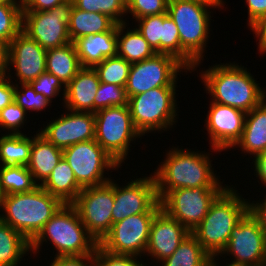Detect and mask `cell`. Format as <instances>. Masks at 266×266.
I'll list each match as a JSON object with an SVG mask.
<instances>
[{"mask_svg": "<svg viewBox=\"0 0 266 266\" xmlns=\"http://www.w3.org/2000/svg\"><path fill=\"white\" fill-rule=\"evenodd\" d=\"M182 147L172 146L165 150V159L152 171L158 200L174 189L229 185L221 181L223 179L212 167L215 165L212 164V153Z\"/></svg>", "mask_w": 266, "mask_h": 266, "instance_id": "cell-1", "label": "cell"}, {"mask_svg": "<svg viewBox=\"0 0 266 266\" xmlns=\"http://www.w3.org/2000/svg\"><path fill=\"white\" fill-rule=\"evenodd\" d=\"M248 70L237 61L216 62L207 69L202 68L199 79L210 101L248 113L266 98V87Z\"/></svg>", "mask_w": 266, "mask_h": 266, "instance_id": "cell-2", "label": "cell"}, {"mask_svg": "<svg viewBox=\"0 0 266 266\" xmlns=\"http://www.w3.org/2000/svg\"><path fill=\"white\" fill-rule=\"evenodd\" d=\"M46 243L54 247L53 257L94 255L98 245L72 204H63L30 242L31 255H39Z\"/></svg>", "mask_w": 266, "mask_h": 266, "instance_id": "cell-3", "label": "cell"}, {"mask_svg": "<svg viewBox=\"0 0 266 266\" xmlns=\"http://www.w3.org/2000/svg\"><path fill=\"white\" fill-rule=\"evenodd\" d=\"M233 185H228L210 205L207 215L191 232L212 257L226 247L232 229L248 212V200Z\"/></svg>", "mask_w": 266, "mask_h": 266, "instance_id": "cell-4", "label": "cell"}, {"mask_svg": "<svg viewBox=\"0 0 266 266\" xmlns=\"http://www.w3.org/2000/svg\"><path fill=\"white\" fill-rule=\"evenodd\" d=\"M63 203L40 185L29 192L4 195L0 220L31 242Z\"/></svg>", "mask_w": 266, "mask_h": 266, "instance_id": "cell-5", "label": "cell"}, {"mask_svg": "<svg viewBox=\"0 0 266 266\" xmlns=\"http://www.w3.org/2000/svg\"><path fill=\"white\" fill-rule=\"evenodd\" d=\"M225 3H198L185 0H169L167 13L179 31L181 47L197 62L194 70L202 65L210 33L211 19L217 8L223 10ZM214 8V9H213ZM213 9V11H212ZM212 12V13H211Z\"/></svg>", "mask_w": 266, "mask_h": 266, "instance_id": "cell-6", "label": "cell"}, {"mask_svg": "<svg viewBox=\"0 0 266 266\" xmlns=\"http://www.w3.org/2000/svg\"><path fill=\"white\" fill-rule=\"evenodd\" d=\"M177 88L156 87L128 98L133 124L142 137L149 133L161 135L176 127L180 112Z\"/></svg>", "mask_w": 266, "mask_h": 266, "instance_id": "cell-7", "label": "cell"}, {"mask_svg": "<svg viewBox=\"0 0 266 266\" xmlns=\"http://www.w3.org/2000/svg\"><path fill=\"white\" fill-rule=\"evenodd\" d=\"M94 114L95 141L123 166L129 159V151L132 152V144L143 138L133 124L128 105L105 108Z\"/></svg>", "mask_w": 266, "mask_h": 266, "instance_id": "cell-8", "label": "cell"}, {"mask_svg": "<svg viewBox=\"0 0 266 266\" xmlns=\"http://www.w3.org/2000/svg\"><path fill=\"white\" fill-rule=\"evenodd\" d=\"M63 158L73 170L76 181L82 188L109 182L112 179L108 175L109 172L123 168L95 139L66 147L63 149Z\"/></svg>", "mask_w": 266, "mask_h": 266, "instance_id": "cell-9", "label": "cell"}, {"mask_svg": "<svg viewBox=\"0 0 266 266\" xmlns=\"http://www.w3.org/2000/svg\"><path fill=\"white\" fill-rule=\"evenodd\" d=\"M115 179L104 184L85 187L72 205L88 233L100 243L112 228Z\"/></svg>", "mask_w": 266, "mask_h": 266, "instance_id": "cell-10", "label": "cell"}, {"mask_svg": "<svg viewBox=\"0 0 266 266\" xmlns=\"http://www.w3.org/2000/svg\"><path fill=\"white\" fill-rule=\"evenodd\" d=\"M188 71L192 73L175 57L156 53L151 58L131 65L125 86L127 97L145 93L156 87H177L178 75H188Z\"/></svg>", "mask_w": 266, "mask_h": 266, "instance_id": "cell-11", "label": "cell"}, {"mask_svg": "<svg viewBox=\"0 0 266 266\" xmlns=\"http://www.w3.org/2000/svg\"><path fill=\"white\" fill-rule=\"evenodd\" d=\"M226 187L180 188L167 192L159 201L161 209L190 233L207 215L210 205Z\"/></svg>", "mask_w": 266, "mask_h": 266, "instance_id": "cell-12", "label": "cell"}, {"mask_svg": "<svg viewBox=\"0 0 266 266\" xmlns=\"http://www.w3.org/2000/svg\"><path fill=\"white\" fill-rule=\"evenodd\" d=\"M217 258L221 261L225 258L222 263L232 266L265 265L266 235L249 212L232 229L226 247Z\"/></svg>", "mask_w": 266, "mask_h": 266, "instance_id": "cell-13", "label": "cell"}, {"mask_svg": "<svg viewBox=\"0 0 266 266\" xmlns=\"http://www.w3.org/2000/svg\"><path fill=\"white\" fill-rule=\"evenodd\" d=\"M72 9V0H67L50 10L22 12V31L45 50L64 46L71 42L68 25Z\"/></svg>", "mask_w": 266, "mask_h": 266, "instance_id": "cell-14", "label": "cell"}, {"mask_svg": "<svg viewBox=\"0 0 266 266\" xmlns=\"http://www.w3.org/2000/svg\"><path fill=\"white\" fill-rule=\"evenodd\" d=\"M160 210L158 200L146 213L131 215L114 223L99 244L112 253L144 257L152 221Z\"/></svg>", "mask_w": 266, "mask_h": 266, "instance_id": "cell-15", "label": "cell"}, {"mask_svg": "<svg viewBox=\"0 0 266 266\" xmlns=\"http://www.w3.org/2000/svg\"><path fill=\"white\" fill-rule=\"evenodd\" d=\"M46 52L21 30L8 45L6 76L14 84H29L46 71Z\"/></svg>", "mask_w": 266, "mask_h": 266, "instance_id": "cell-16", "label": "cell"}, {"mask_svg": "<svg viewBox=\"0 0 266 266\" xmlns=\"http://www.w3.org/2000/svg\"><path fill=\"white\" fill-rule=\"evenodd\" d=\"M203 128L207 131L211 150L217 154L222 151H231V148L241 138L244 129L246 113L230 107L210 101L207 115H205Z\"/></svg>", "mask_w": 266, "mask_h": 266, "instance_id": "cell-17", "label": "cell"}, {"mask_svg": "<svg viewBox=\"0 0 266 266\" xmlns=\"http://www.w3.org/2000/svg\"><path fill=\"white\" fill-rule=\"evenodd\" d=\"M132 179L125 180L122 186L115 180L112 225L131 215L146 213L158 201L152 172Z\"/></svg>", "mask_w": 266, "mask_h": 266, "instance_id": "cell-18", "label": "cell"}, {"mask_svg": "<svg viewBox=\"0 0 266 266\" xmlns=\"http://www.w3.org/2000/svg\"><path fill=\"white\" fill-rule=\"evenodd\" d=\"M68 111V112H67ZM51 117L38 132L56 147L65 149L79 142L95 138V114L67 110L61 115Z\"/></svg>", "mask_w": 266, "mask_h": 266, "instance_id": "cell-19", "label": "cell"}, {"mask_svg": "<svg viewBox=\"0 0 266 266\" xmlns=\"http://www.w3.org/2000/svg\"><path fill=\"white\" fill-rule=\"evenodd\" d=\"M190 232L162 209L155 215L149 233L145 257L153 262H162L171 256Z\"/></svg>", "mask_w": 266, "mask_h": 266, "instance_id": "cell-20", "label": "cell"}, {"mask_svg": "<svg viewBox=\"0 0 266 266\" xmlns=\"http://www.w3.org/2000/svg\"><path fill=\"white\" fill-rule=\"evenodd\" d=\"M100 81L94 68L83 67L66 85L64 100L61 105L67 110L75 112L94 113V98Z\"/></svg>", "mask_w": 266, "mask_h": 266, "instance_id": "cell-21", "label": "cell"}, {"mask_svg": "<svg viewBox=\"0 0 266 266\" xmlns=\"http://www.w3.org/2000/svg\"><path fill=\"white\" fill-rule=\"evenodd\" d=\"M236 148L242 151L243 157L247 154L250 156L248 161L250 158L254 159L259 154L266 153V98L246 113L241 138L231 149L236 150Z\"/></svg>", "mask_w": 266, "mask_h": 266, "instance_id": "cell-22", "label": "cell"}, {"mask_svg": "<svg viewBox=\"0 0 266 266\" xmlns=\"http://www.w3.org/2000/svg\"><path fill=\"white\" fill-rule=\"evenodd\" d=\"M116 24L110 31L77 39L74 44L82 67L93 68L105 58L117 56Z\"/></svg>", "mask_w": 266, "mask_h": 266, "instance_id": "cell-23", "label": "cell"}, {"mask_svg": "<svg viewBox=\"0 0 266 266\" xmlns=\"http://www.w3.org/2000/svg\"><path fill=\"white\" fill-rule=\"evenodd\" d=\"M35 134L32 135L30 160L27 168L31 172L34 181L41 185L63 158V149L49 142L38 130Z\"/></svg>", "mask_w": 266, "mask_h": 266, "instance_id": "cell-24", "label": "cell"}, {"mask_svg": "<svg viewBox=\"0 0 266 266\" xmlns=\"http://www.w3.org/2000/svg\"><path fill=\"white\" fill-rule=\"evenodd\" d=\"M130 23L118 24L117 30V56L129 63L141 62L156 54L136 27ZM129 26V27H128ZM127 27V28H126Z\"/></svg>", "mask_w": 266, "mask_h": 266, "instance_id": "cell-25", "label": "cell"}, {"mask_svg": "<svg viewBox=\"0 0 266 266\" xmlns=\"http://www.w3.org/2000/svg\"><path fill=\"white\" fill-rule=\"evenodd\" d=\"M40 186L52 196L57 197L63 204H72L83 190L64 158L61 159Z\"/></svg>", "mask_w": 266, "mask_h": 266, "instance_id": "cell-26", "label": "cell"}, {"mask_svg": "<svg viewBox=\"0 0 266 266\" xmlns=\"http://www.w3.org/2000/svg\"><path fill=\"white\" fill-rule=\"evenodd\" d=\"M82 68L73 42L46 52V71L54 74L65 86Z\"/></svg>", "mask_w": 266, "mask_h": 266, "instance_id": "cell-27", "label": "cell"}, {"mask_svg": "<svg viewBox=\"0 0 266 266\" xmlns=\"http://www.w3.org/2000/svg\"><path fill=\"white\" fill-rule=\"evenodd\" d=\"M117 23L108 15L87 12L73 6L68 32L71 42L77 39L110 31Z\"/></svg>", "mask_w": 266, "mask_h": 266, "instance_id": "cell-28", "label": "cell"}, {"mask_svg": "<svg viewBox=\"0 0 266 266\" xmlns=\"http://www.w3.org/2000/svg\"><path fill=\"white\" fill-rule=\"evenodd\" d=\"M30 254V242L0 220V266H18Z\"/></svg>", "mask_w": 266, "mask_h": 266, "instance_id": "cell-29", "label": "cell"}, {"mask_svg": "<svg viewBox=\"0 0 266 266\" xmlns=\"http://www.w3.org/2000/svg\"><path fill=\"white\" fill-rule=\"evenodd\" d=\"M0 136V166H27L30 160L32 136L2 133Z\"/></svg>", "mask_w": 266, "mask_h": 266, "instance_id": "cell-30", "label": "cell"}, {"mask_svg": "<svg viewBox=\"0 0 266 266\" xmlns=\"http://www.w3.org/2000/svg\"><path fill=\"white\" fill-rule=\"evenodd\" d=\"M211 258L196 237L190 233L176 251L160 262L158 266H208Z\"/></svg>", "mask_w": 266, "mask_h": 266, "instance_id": "cell-31", "label": "cell"}, {"mask_svg": "<svg viewBox=\"0 0 266 266\" xmlns=\"http://www.w3.org/2000/svg\"><path fill=\"white\" fill-rule=\"evenodd\" d=\"M37 186L27 166H0V188L4 195L29 192Z\"/></svg>", "mask_w": 266, "mask_h": 266, "instance_id": "cell-32", "label": "cell"}, {"mask_svg": "<svg viewBox=\"0 0 266 266\" xmlns=\"http://www.w3.org/2000/svg\"><path fill=\"white\" fill-rule=\"evenodd\" d=\"M162 54H168L180 61L188 70L193 71L197 62L181 47L179 31L174 21L163 13Z\"/></svg>", "mask_w": 266, "mask_h": 266, "instance_id": "cell-33", "label": "cell"}, {"mask_svg": "<svg viewBox=\"0 0 266 266\" xmlns=\"http://www.w3.org/2000/svg\"><path fill=\"white\" fill-rule=\"evenodd\" d=\"M22 12L20 0L0 3V40L7 45L22 30Z\"/></svg>", "mask_w": 266, "mask_h": 266, "instance_id": "cell-34", "label": "cell"}, {"mask_svg": "<svg viewBox=\"0 0 266 266\" xmlns=\"http://www.w3.org/2000/svg\"><path fill=\"white\" fill-rule=\"evenodd\" d=\"M131 65L132 64L124 58L115 56L105 58L101 63L96 64L93 68L97 72L100 82L125 87Z\"/></svg>", "mask_w": 266, "mask_h": 266, "instance_id": "cell-35", "label": "cell"}, {"mask_svg": "<svg viewBox=\"0 0 266 266\" xmlns=\"http://www.w3.org/2000/svg\"><path fill=\"white\" fill-rule=\"evenodd\" d=\"M72 3L83 11L106 14L117 24L129 23L126 19L127 0H72Z\"/></svg>", "mask_w": 266, "mask_h": 266, "instance_id": "cell-36", "label": "cell"}, {"mask_svg": "<svg viewBox=\"0 0 266 266\" xmlns=\"http://www.w3.org/2000/svg\"><path fill=\"white\" fill-rule=\"evenodd\" d=\"M128 105L125 87L100 82L94 98V113L109 107Z\"/></svg>", "mask_w": 266, "mask_h": 266, "instance_id": "cell-37", "label": "cell"}, {"mask_svg": "<svg viewBox=\"0 0 266 266\" xmlns=\"http://www.w3.org/2000/svg\"><path fill=\"white\" fill-rule=\"evenodd\" d=\"M20 85V86H19ZM14 102L27 113H38L52 106L51 102L41 93H36L30 84H15Z\"/></svg>", "mask_w": 266, "mask_h": 266, "instance_id": "cell-38", "label": "cell"}, {"mask_svg": "<svg viewBox=\"0 0 266 266\" xmlns=\"http://www.w3.org/2000/svg\"><path fill=\"white\" fill-rule=\"evenodd\" d=\"M28 115L30 116V114H28L14 101L7 105L3 110L0 111V129H3L2 132H5L3 134L14 135L26 133L25 131L22 132V129L28 122H30V120H28L29 117H27Z\"/></svg>", "mask_w": 266, "mask_h": 266, "instance_id": "cell-39", "label": "cell"}, {"mask_svg": "<svg viewBox=\"0 0 266 266\" xmlns=\"http://www.w3.org/2000/svg\"><path fill=\"white\" fill-rule=\"evenodd\" d=\"M135 27L156 53L162 54L163 14L146 16L134 20Z\"/></svg>", "mask_w": 266, "mask_h": 266, "instance_id": "cell-40", "label": "cell"}, {"mask_svg": "<svg viewBox=\"0 0 266 266\" xmlns=\"http://www.w3.org/2000/svg\"><path fill=\"white\" fill-rule=\"evenodd\" d=\"M143 257L128 255V254H116L105 250L99 243L96 246L94 252L95 266H150L142 260Z\"/></svg>", "mask_w": 266, "mask_h": 266, "instance_id": "cell-41", "label": "cell"}, {"mask_svg": "<svg viewBox=\"0 0 266 266\" xmlns=\"http://www.w3.org/2000/svg\"><path fill=\"white\" fill-rule=\"evenodd\" d=\"M169 0H127V18L134 22L146 16L160 15L167 13Z\"/></svg>", "mask_w": 266, "mask_h": 266, "instance_id": "cell-42", "label": "cell"}, {"mask_svg": "<svg viewBox=\"0 0 266 266\" xmlns=\"http://www.w3.org/2000/svg\"><path fill=\"white\" fill-rule=\"evenodd\" d=\"M29 84L36 93H41L51 103H54L52 100L55 98L57 99V97H60V101L61 99L64 100L66 86L54 74L45 71Z\"/></svg>", "mask_w": 266, "mask_h": 266, "instance_id": "cell-43", "label": "cell"}, {"mask_svg": "<svg viewBox=\"0 0 266 266\" xmlns=\"http://www.w3.org/2000/svg\"><path fill=\"white\" fill-rule=\"evenodd\" d=\"M266 191V189H265ZM263 198L260 200L256 199L248 200V212L249 214L257 221L260 228L263 230V232L266 235V194H263Z\"/></svg>", "mask_w": 266, "mask_h": 266, "instance_id": "cell-44", "label": "cell"}, {"mask_svg": "<svg viewBox=\"0 0 266 266\" xmlns=\"http://www.w3.org/2000/svg\"><path fill=\"white\" fill-rule=\"evenodd\" d=\"M50 261L49 266H95L94 255L59 256Z\"/></svg>", "mask_w": 266, "mask_h": 266, "instance_id": "cell-45", "label": "cell"}, {"mask_svg": "<svg viewBox=\"0 0 266 266\" xmlns=\"http://www.w3.org/2000/svg\"><path fill=\"white\" fill-rule=\"evenodd\" d=\"M249 28V30H251V32L255 34L253 35L254 38H257L256 41L259 56L263 57L264 55H266V14L261 16Z\"/></svg>", "mask_w": 266, "mask_h": 266, "instance_id": "cell-46", "label": "cell"}, {"mask_svg": "<svg viewBox=\"0 0 266 266\" xmlns=\"http://www.w3.org/2000/svg\"><path fill=\"white\" fill-rule=\"evenodd\" d=\"M67 0H22L23 12L46 11L62 4Z\"/></svg>", "mask_w": 266, "mask_h": 266, "instance_id": "cell-47", "label": "cell"}, {"mask_svg": "<svg viewBox=\"0 0 266 266\" xmlns=\"http://www.w3.org/2000/svg\"><path fill=\"white\" fill-rule=\"evenodd\" d=\"M15 84L6 75L0 76V111L14 101Z\"/></svg>", "mask_w": 266, "mask_h": 266, "instance_id": "cell-48", "label": "cell"}, {"mask_svg": "<svg viewBox=\"0 0 266 266\" xmlns=\"http://www.w3.org/2000/svg\"><path fill=\"white\" fill-rule=\"evenodd\" d=\"M247 4V27L249 28L261 16L266 14V0H245Z\"/></svg>", "mask_w": 266, "mask_h": 266, "instance_id": "cell-49", "label": "cell"}, {"mask_svg": "<svg viewBox=\"0 0 266 266\" xmlns=\"http://www.w3.org/2000/svg\"><path fill=\"white\" fill-rule=\"evenodd\" d=\"M249 163L251 165L249 167H251V169L253 168L252 170L254 171L252 172H254V175L257 177L256 181L258 184H263L260 185V188L261 186L266 188V153L259 154L252 160V162L249 161Z\"/></svg>", "mask_w": 266, "mask_h": 266, "instance_id": "cell-50", "label": "cell"}, {"mask_svg": "<svg viewBox=\"0 0 266 266\" xmlns=\"http://www.w3.org/2000/svg\"><path fill=\"white\" fill-rule=\"evenodd\" d=\"M8 45L0 40V76H5L7 71Z\"/></svg>", "mask_w": 266, "mask_h": 266, "instance_id": "cell-51", "label": "cell"}, {"mask_svg": "<svg viewBox=\"0 0 266 266\" xmlns=\"http://www.w3.org/2000/svg\"><path fill=\"white\" fill-rule=\"evenodd\" d=\"M208 266H232V265H229V264L224 265V263L222 264L221 260H219L218 258H211L208 263Z\"/></svg>", "mask_w": 266, "mask_h": 266, "instance_id": "cell-52", "label": "cell"}, {"mask_svg": "<svg viewBox=\"0 0 266 266\" xmlns=\"http://www.w3.org/2000/svg\"><path fill=\"white\" fill-rule=\"evenodd\" d=\"M185 1H194L198 3H227L226 0H185Z\"/></svg>", "mask_w": 266, "mask_h": 266, "instance_id": "cell-53", "label": "cell"}, {"mask_svg": "<svg viewBox=\"0 0 266 266\" xmlns=\"http://www.w3.org/2000/svg\"><path fill=\"white\" fill-rule=\"evenodd\" d=\"M3 197H4V194H3V192L1 191V188H0V208H1V205H2Z\"/></svg>", "mask_w": 266, "mask_h": 266, "instance_id": "cell-54", "label": "cell"}]
</instances>
